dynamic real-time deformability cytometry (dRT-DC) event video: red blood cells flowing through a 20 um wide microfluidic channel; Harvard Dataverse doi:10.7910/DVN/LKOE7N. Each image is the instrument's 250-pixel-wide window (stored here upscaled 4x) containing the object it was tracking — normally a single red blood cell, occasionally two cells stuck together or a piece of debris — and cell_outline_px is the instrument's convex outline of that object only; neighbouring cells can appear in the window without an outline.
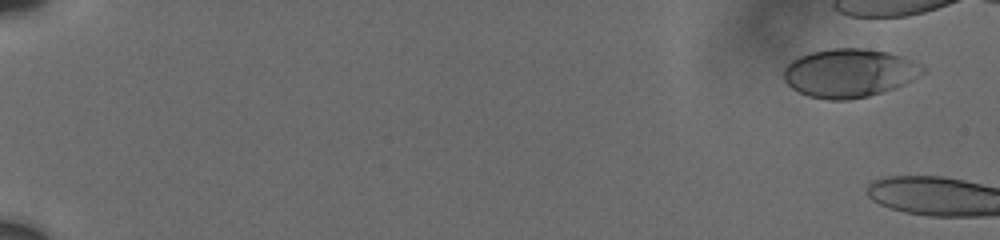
{"species": "human", "species_latin": "Homo sapiens", "temperature_condition": "cold", "stored_images_in_passage": 12, "camera_frame_rate_fps": 3000, "um_per_image_px": 0.085, "donor": {"sex": "male"}, "frame": {"image": 1, "passage_image": 4, "time_ms": 1.0, "image_size_px": [1000, 240], "cell_outline_px": [[928, 68], [924, 72], [912, 80], [896, 88], [884, 92], [868, 96], [848, 100], [828, 100], [808, 96], [792, 88], [784, 80], [784, 68], [792, 60], [800, 56], [812, 52], [832, 48], [864, 48], [888, 52], [904, 56], [924, 64]], "centroid_in_image_um": [72.25, 6.2], "position_along_channel_um": 12.8, "area_um2": 39.71}}